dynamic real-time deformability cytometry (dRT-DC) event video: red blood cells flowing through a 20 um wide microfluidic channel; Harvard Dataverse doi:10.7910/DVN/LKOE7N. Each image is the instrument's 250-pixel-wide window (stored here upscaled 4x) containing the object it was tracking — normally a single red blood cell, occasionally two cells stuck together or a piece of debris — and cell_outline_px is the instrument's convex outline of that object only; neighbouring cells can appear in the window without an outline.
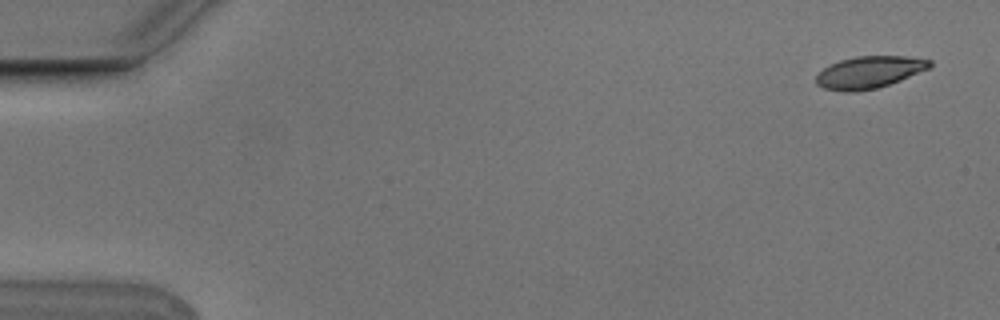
{"species": "Egyptian fruit bat (a non-hibernating species)", "species_latin": "Rousettus aegyptiacus", "temperature_condition": "cold", "stored_images_in_passage": 7, "camera_frame_rate_fps": 3000, "um_per_image_px": 0.085, "animal": {"sex": "male"}, "frame": {"image": 1, "passage_image": 1, "time_ms": 0.0, "image_size_px": [1000, 320], "cell_outline_px": [[932, 64], [928, 68], [900, 80], [876, 88], [856, 92], [844, 92], [824, 88], [816, 84], [816, 76], [824, 68], [840, 60], [856, 56], [908, 56], [932, 60]], "centroid_in_image_um": [73.87, 6.14], "position_along_channel_um": 11.1, "area_um2": 21.04}}
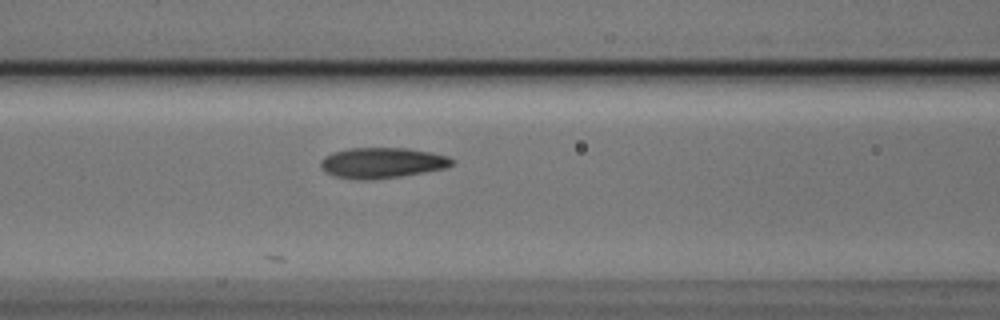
{"frame": {"image": 2, "passage_image": 7, "time_ms": 2.0, "image_size_px": [1000, 320], "cell_outline_px": [[456, 160], [448, 168], [400, 176], [364, 180], [360, 180], [336, 176], [328, 172], [320, 164], [320, 160], [324, 156], [332, 152], [348, 148], [408, 148], [448, 156]], "centroid_in_image_um": [32.5, 13.83], "position_along_channel_um": 134.1, "area_um2": 23.24}}